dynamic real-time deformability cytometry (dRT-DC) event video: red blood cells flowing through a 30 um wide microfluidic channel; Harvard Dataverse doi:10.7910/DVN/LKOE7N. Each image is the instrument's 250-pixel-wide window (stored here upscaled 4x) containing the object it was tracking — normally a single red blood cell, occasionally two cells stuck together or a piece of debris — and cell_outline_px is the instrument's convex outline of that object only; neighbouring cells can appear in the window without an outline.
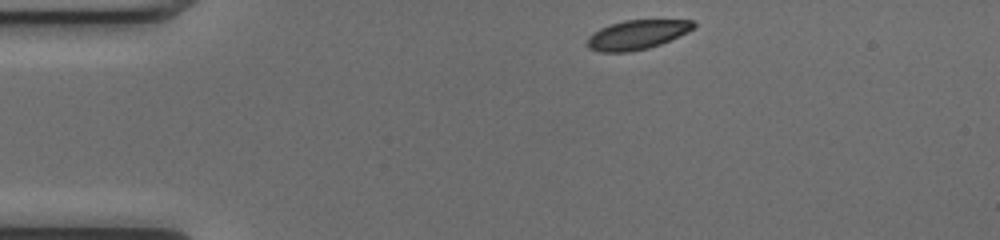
{"species": "common noctule bat (a hibernating species)", "species_latin": "Nyctalus noctula", "temperature_condition": "cold", "stored_images_in_passage": 43, "camera_frame_rate_fps": 3000, "um_per_image_px": 0.085, "animal": {"sex": "female", "body_mass_g": 17.0, "forearm_length_mm": 48.0}, "frame": {"image": 1, "passage_image": 1, "time_ms": 0.0, "image_size_px": [1000, 240], "cell_outline_px": [[696, 24], [688, 32], [660, 44], [648, 48], [628, 52], [600, 52], [588, 48], [584, 44], [588, 36], [592, 32], [600, 28], [624, 20], [692, 20]], "centroid_in_image_um": [54.08, 2.96], "position_along_channel_um": 30.9, "area_um2": 18.21}}
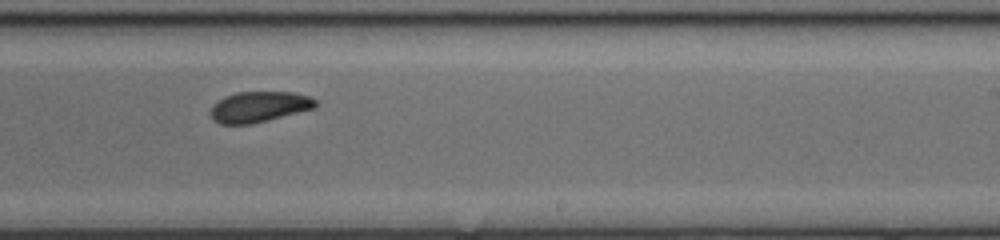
{"frame": {"image": 2, "passage_image": 23, "time_ms": 7.333, "image_size_px": [1000, 240], "cell_outline_px": [[316, 108], [252, 124], [220, 124], [212, 120], [212, 104], [216, 100], [224, 96], [236, 92], [292, 92], [308, 96], [316, 100]], "centroid_in_image_um": [22.0, 9.08], "position_along_channel_um": 267.0, "area_um2": 18.84}}
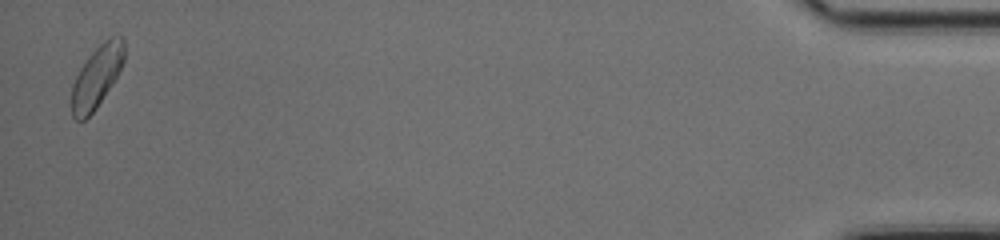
{"frame": {"image": 3, "passage_image": 42, "time_ms": 13.667, "image_size_px": [1000, 240], "cell_outline_px": [[124, 60], [112, 84], [96, 108], [84, 120], [76, 120], [72, 116], [72, 84], [80, 68], [88, 56], [108, 36], [120, 36], [124, 40]], "centroid_in_image_um": [8.22, 6.5], "position_along_channel_um": 427.0, "area_um2": 18.73}, "authors_computed_cell_mechanics": {"area_um2": 19.1896, "velocity_mm_per_s": 4.0046, "shape_relaxation_time_tau1_ms": 2.1074, "shape_relaxation_time_tau2_ms": 2.4266, "deformation_change_tau1": 0.1063, "deformation_change_tau2": 0.0721}}